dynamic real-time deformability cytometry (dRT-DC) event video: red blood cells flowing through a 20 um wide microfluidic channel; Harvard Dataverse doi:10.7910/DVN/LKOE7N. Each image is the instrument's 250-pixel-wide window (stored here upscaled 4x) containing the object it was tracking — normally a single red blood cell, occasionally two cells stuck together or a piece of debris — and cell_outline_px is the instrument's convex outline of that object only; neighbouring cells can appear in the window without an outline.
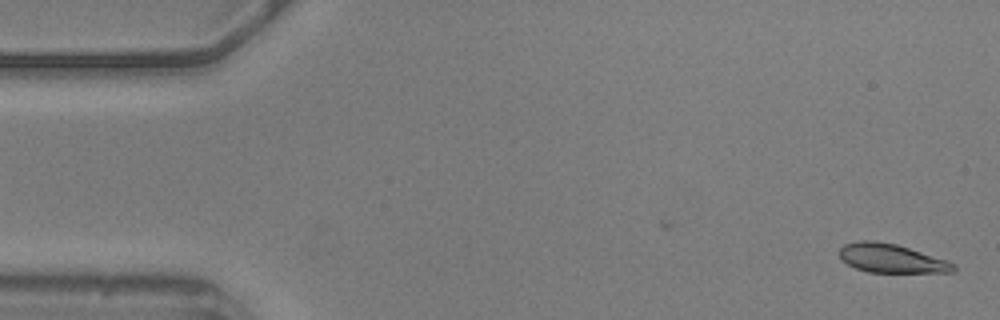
{"species": "common noctule bat (a hibernating species)", "species_latin": "Nyctalus noctula", "temperature_condition": "warm", "stored_images_in_passage": 42, "camera_frame_rate_fps": 3000, "um_per_image_px": 0.085, "animal": {"sex": "male", "body_mass_g": 20.5, "forearm_length_mm": 52.5}, "frame": {"image": 1, "passage_image": 1, "time_ms": 0.0, "image_size_px": [1000, 320], "cell_outline_px": [[956, 268], [952, 272], [868, 272], [856, 268], [848, 264], [840, 256], [840, 248], [844, 244], [860, 240], [876, 240], [896, 244], [956, 264]], "centroid_in_image_um": [75.73, 21.95], "position_along_channel_um": 9.3, "area_um2": 18.79}}
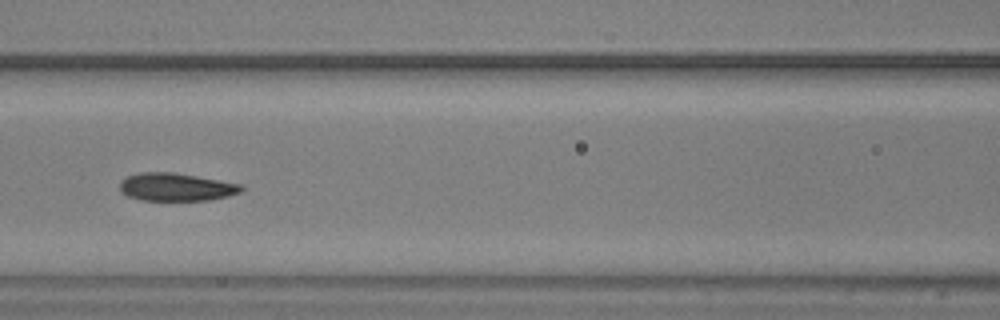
{"frame": {"image": 2, "passage_image": 23, "time_ms": 7.333, "image_size_px": [1000, 320], "cell_outline_px": [[244, 188], [240, 192], [228, 196], [208, 200], [140, 200], [128, 196], [120, 188], [120, 180], [124, 176], [140, 172], [172, 172], [244, 184]], "centroid_in_image_um": [14.97, 15.88], "position_along_channel_um": 151.6, "area_um2": 19.83}}
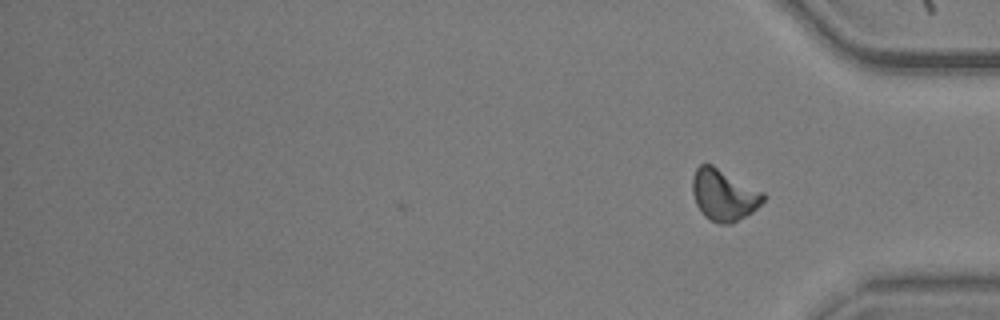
{"frame": {"image": 3, "passage_image": 42, "time_ms": 13.667, "image_size_px": [1000, 320], "cell_outline_px": [[768, 196], [752, 212], [732, 224], [716, 224], [704, 216], [696, 204], [692, 192], [692, 176], [696, 168], [700, 164], [712, 164], [764, 192]], "centroid_in_image_um": [61.52, 16.57], "position_along_channel_um": 373.7, "area_um2": 21.44}, "authors_computed_cell_mechanics": {"area_um2": 20.23, "velocity_mm_per_s": 3.5895, "shape_relaxation_time_tau1_ms": 4.1862, "shape_relaxation_time_tau2_ms": 1.9771, "deformation_change_tau1": 0.1653, "deformation_change_tau2": 0.0735}}